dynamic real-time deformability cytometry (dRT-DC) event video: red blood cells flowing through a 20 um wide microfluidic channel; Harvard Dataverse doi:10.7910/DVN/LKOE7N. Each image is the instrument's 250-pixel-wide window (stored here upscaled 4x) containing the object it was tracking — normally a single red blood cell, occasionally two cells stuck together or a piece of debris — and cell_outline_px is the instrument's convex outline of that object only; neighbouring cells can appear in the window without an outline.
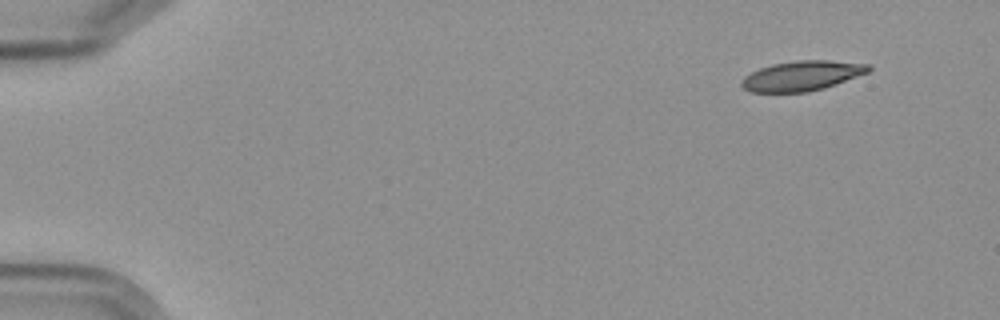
{"species": "Egyptian fruit bat (a non-hibernating species)", "species_latin": "Rousettus aegyptiacus", "temperature_condition": "cold", "stored_images_in_passage": 7, "camera_frame_rate_fps": 3000, "um_per_image_px": 0.085, "frame": {"image": 1, "passage_image": 1, "time_ms": 0.0, "image_size_px": [1000, 320], "cell_outline_px": [[872, 68], [868, 72], [824, 88], [808, 92], [752, 92], [744, 88], [740, 84], [740, 80], [744, 76], [760, 68], [772, 64], [796, 60], [828, 60], [872, 64]], "centroid_in_image_um": [68.16, 6.43], "position_along_channel_um": 16.8, "area_um2": 22.14}}
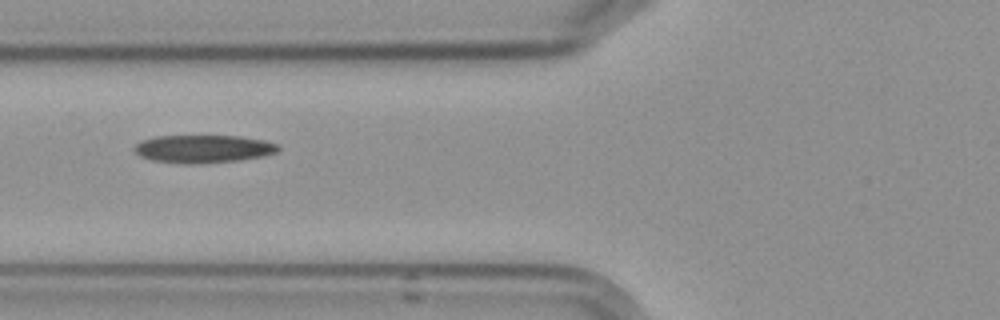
{"frame": {"image": 2, "passage_image": 6, "time_ms": 6.0, "image_size_px": [1000, 320], "cell_outline_px": [[280, 152], [264, 156], [240, 160], [204, 164], [180, 164], [152, 160], [140, 156], [132, 148], [140, 140], [156, 136], [240, 136], [264, 140], [280, 144]], "centroid_in_image_um": [17.31, 12.66], "position_along_channel_um": 108.5, "area_um2": 23.87}}
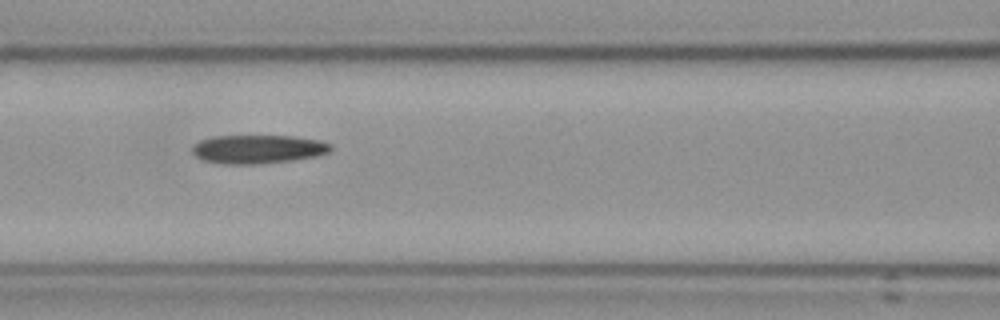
{"frame": {"image": 3, "passage_image": 7, "time_ms": 7.0, "image_size_px": [1000, 320], "cell_outline_px": [[332, 152], [316, 156], [288, 160], [256, 164], [228, 164], [204, 160], [196, 156], [192, 152], [192, 144], [200, 140], [212, 136], [292, 136], [320, 140], [332, 144]], "centroid_in_image_um": [21.93, 12.66], "position_along_channel_um": 144.7, "area_um2": 23.06}}